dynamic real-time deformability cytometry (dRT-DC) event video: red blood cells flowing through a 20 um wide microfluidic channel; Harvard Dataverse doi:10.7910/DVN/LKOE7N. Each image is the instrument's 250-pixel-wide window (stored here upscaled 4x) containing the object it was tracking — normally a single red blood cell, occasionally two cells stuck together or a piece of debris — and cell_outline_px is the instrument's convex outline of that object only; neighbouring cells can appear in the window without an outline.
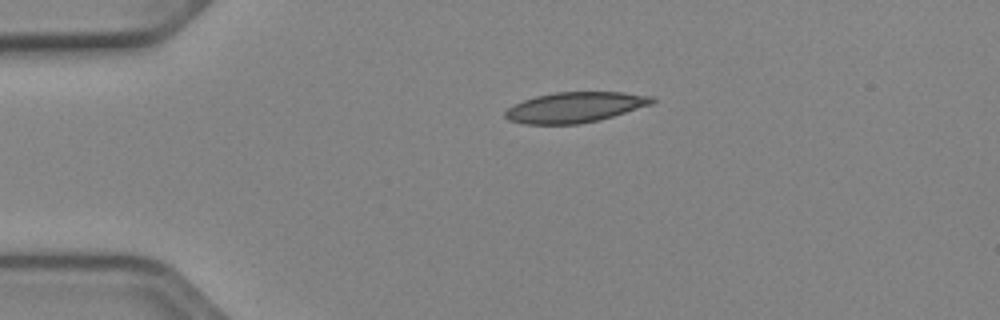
{"species": "Egyptian fruit bat (a non-hibernating species)", "species_latin": "Rousettus aegyptiacus", "temperature_condition": "cold", "stored_images_in_passage": 41, "camera_frame_rate_fps": 3000, "um_per_image_px": 0.085, "animal": {"sex": "female"}, "frame": {"image": 1, "passage_image": 1, "time_ms": 0.0, "image_size_px": [1000, 320], "cell_outline_px": [[656, 100], [652, 104], [600, 120], [580, 124], [524, 124], [508, 120], [504, 116], [504, 112], [512, 104], [536, 96], [552, 92], [624, 92], [652, 96]], "centroid_in_image_um": [48.85, 9.12], "position_along_channel_um": 36.1, "area_um2": 26.18}}
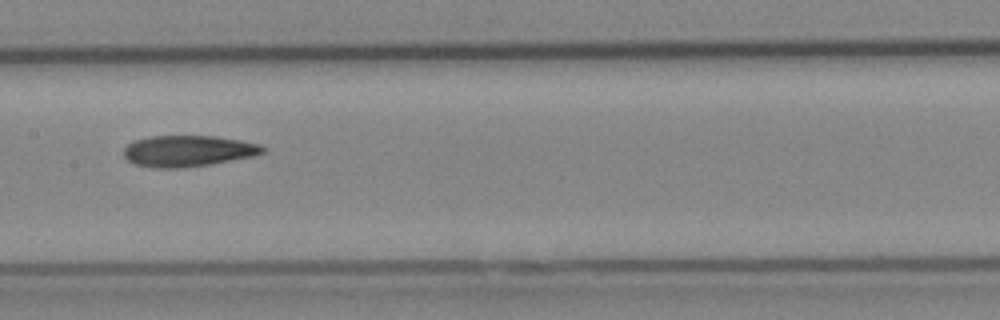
{"frame": {"image": 2, "passage_image": 16, "time_ms": 5.0, "image_size_px": [1000, 320], "cell_outline_px": [[268, 148], [264, 152], [252, 156], [208, 164], [180, 168], [156, 168], [136, 164], [128, 160], [124, 156], [124, 148], [132, 140], [148, 136], [216, 136], [240, 140], [260, 144]], "centroid_in_image_um": [15.97, 12.82], "position_along_channel_um": 191.4, "area_um2": 25.2}}
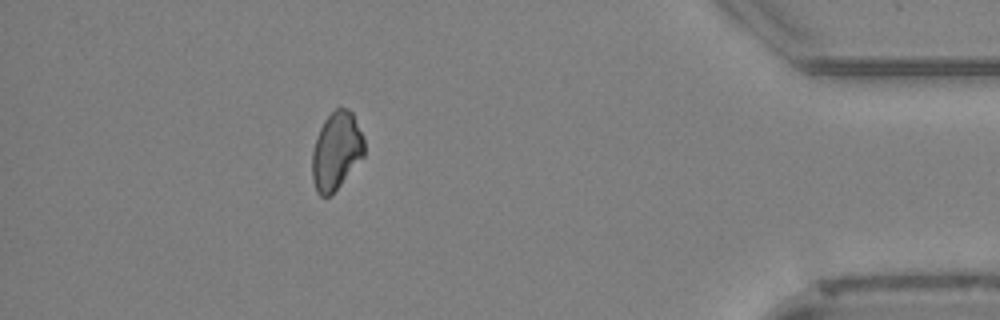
{"frame": {"image": 3, "passage_image": 36, "time_ms": 11.667, "image_size_px": [1000, 320], "cell_outline_px": [[364, 156], [340, 184], [328, 196], [320, 196], [316, 192], [312, 180], [312, 152], [316, 136], [324, 120], [336, 108], [348, 108], [352, 112], [364, 136]], "centroid_in_image_um": [28.58, 12.8], "position_along_channel_um": 406.6, "area_um2": 23.52}}